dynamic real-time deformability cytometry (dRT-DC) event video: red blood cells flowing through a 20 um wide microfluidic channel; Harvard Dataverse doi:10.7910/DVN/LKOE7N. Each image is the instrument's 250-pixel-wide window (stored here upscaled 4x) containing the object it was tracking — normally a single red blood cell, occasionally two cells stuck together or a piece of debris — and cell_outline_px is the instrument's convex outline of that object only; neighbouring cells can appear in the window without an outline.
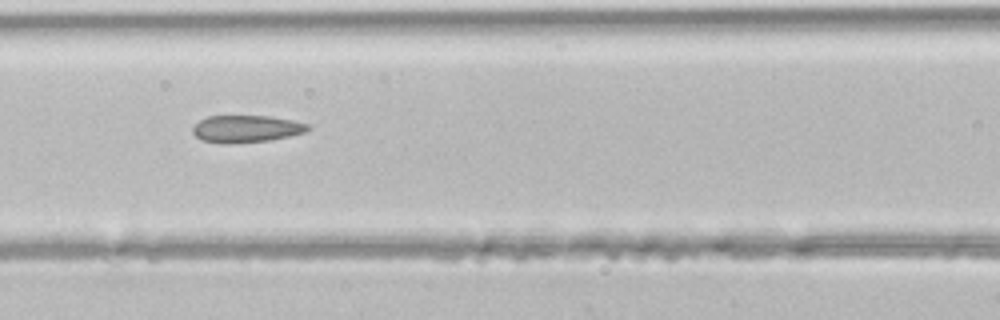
{"species": "common noctule bat (a hibernating species)", "species_latin": "Nyctalus noctula", "temperature_condition": "room temperature", "stored_images_in_passage": 5, "camera_frame_rate_fps": 3000, "um_per_image_px": 0.085, "animal": {"sex": "male", "body_mass_g": 21.5, "forearm_length_mm": 52.0}, "frame": {"image": 1, "passage_image": 5, "time_ms": 1.333, "image_size_px": [1000, 320], "cell_outline_px": [[312, 128], [304, 132], [288, 136], [268, 140], [228, 144], [200, 140], [192, 132], [192, 128], [200, 120], [208, 116], [268, 116], [292, 120], [308, 124]], "centroid_in_image_um": [20.91, 10.95], "position_along_channel_um": 145.7, "area_um2": 18.09}}